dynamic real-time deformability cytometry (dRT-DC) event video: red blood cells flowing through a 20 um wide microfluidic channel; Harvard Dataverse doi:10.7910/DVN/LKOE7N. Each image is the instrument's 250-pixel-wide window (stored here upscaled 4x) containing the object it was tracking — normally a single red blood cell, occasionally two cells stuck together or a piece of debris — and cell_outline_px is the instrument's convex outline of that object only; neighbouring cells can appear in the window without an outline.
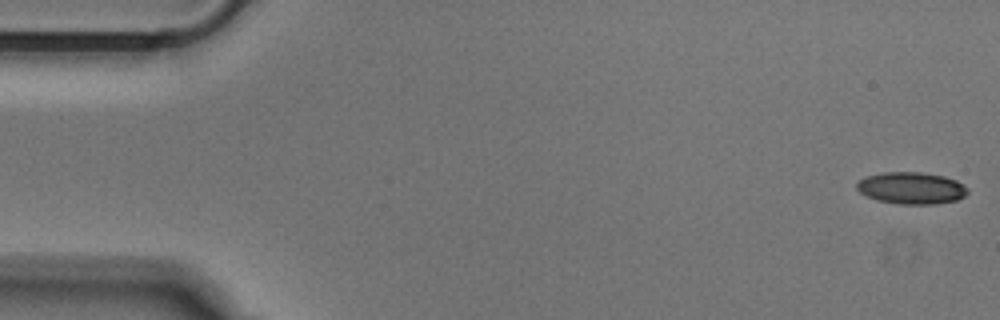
{"species": "Egyptian fruit bat (a non-hibernating species)", "species_latin": "Rousettus aegyptiacus", "temperature_condition": "cold", "stored_images_in_passage": 51, "camera_frame_rate_fps": 3000, "um_per_image_px": 0.085, "animal": {"sex": "male"}, "frame": {"image": 1, "passage_image": 1, "time_ms": 0.0, "image_size_px": [1000, 320], "cell_outline_px": [[968, 192], [964, 196], [956, 200], [936, 204], [900, 204], [876, 200], [860, 192], [856, 188], [856, 184], [864, 176], [884, 172], [920, 172], [944, 176], [956, 180], [964, 184], [968, 188]], "centroid_in_image_um": [77.47, 15.98], "position_along_channel_um": 7.5, "area_um2": 20.69}}
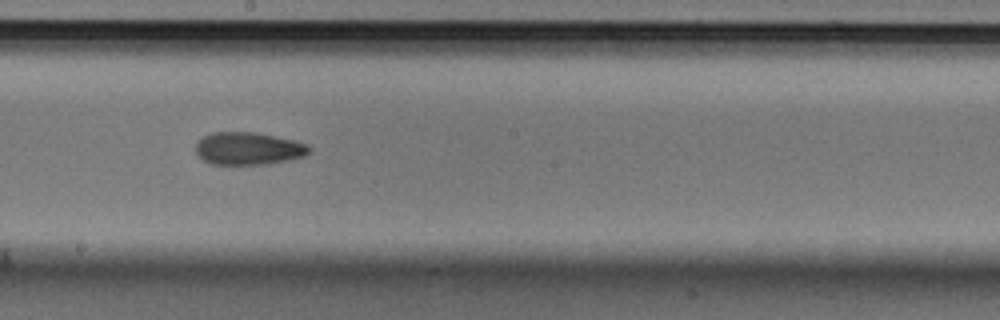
{"frame": {"image": 2, "passage_image": 28, "time_ms": 9.0, "image_size_px": [1000, 320], "cell_outline_px": [[312, 152], [304, 156], [288, 160], [268, 164], [212, 164], [204, 160], [196, 152], [196, 140], [212, 132], [256, 132], [296, 140], [308, 144], [312, 148]], "centroid_in_image_um": [21.15, 12.61], "position_along_channel_um": 227.0, "area_um2": 21.79}}
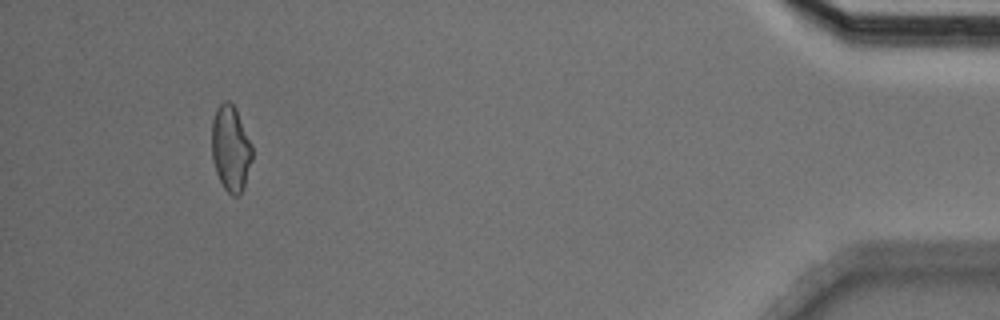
{"frame": {"image": 3, "passage_image": 48, "time_ms": 15.667, "image_size_px": [1000, 320], "cell_outline_px": [[252, 160], [244, 188], [240, 196], [232, 196], [224, 188], [216, 172], [212, 160], [212, 120], [216, 108], [224, 100], [228, 100], [236, 108], [252, 144]], "centroid_in_image_um": [19.61, 12.62], "position_along_channel_um": 415.6, "area_um2": 20.46}}